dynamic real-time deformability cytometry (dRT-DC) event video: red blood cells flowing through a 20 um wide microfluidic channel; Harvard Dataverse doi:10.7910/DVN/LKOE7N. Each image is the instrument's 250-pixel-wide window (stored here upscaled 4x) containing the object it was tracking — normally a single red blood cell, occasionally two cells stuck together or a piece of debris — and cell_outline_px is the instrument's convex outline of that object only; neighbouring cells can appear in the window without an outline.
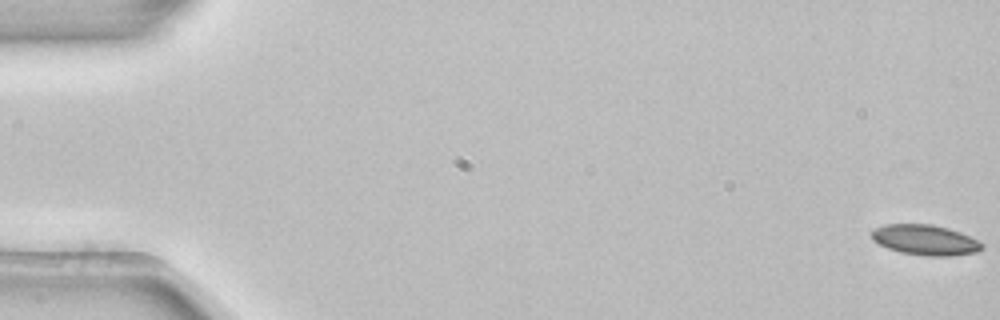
{"species": "common noctule bat (a hibernating species)", "species_latin": "Nyctalus noctula", "temperature_condition": "room temperature", "stored_images_in_passage": 16, "camera_frame_rate_fps": 3000, "um_per_image_px": 0.085, "animal": {"sex": "female", "body_mass_g": 22.7, "forearm_length_mm": 54.2}, "frame": {"image": 1, "passage_image": 1, "time_ms": 0.0, "image_size_px": [1000, 320], "cell_outline_px": [[984, 248], [976, 252], [948, 256], [924, 256], [900, 252], [888, 248], [872, 240], [872, 228], [884, 224], [932, 224], [948, 228], [960, 232], [984, 244]], "centroid_in_image_um": [78.62, 20.39], "position_along_channel_um": 6.4, "area_um2": 19.54}}
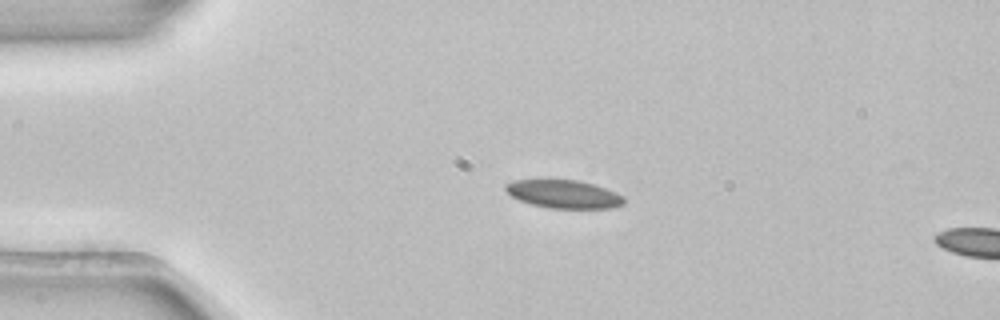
{"frame": {"image": 2, "passage_image": 13, "time_ms": 4.0, "image_size_px": [1000, 320], "cell_outline_px": [[624, 204], [612, 208], [548, 208], [532, 204], [520, 200], [512, 196], [504, 188], [504, 184], [512, 180], [576, 180], [592, 184], [616, 192], [624, 196]], "centroid_in_image_um": [47.91, 16.5], "position_along_channel_um": 37.1, "area_um2": 19.31}}